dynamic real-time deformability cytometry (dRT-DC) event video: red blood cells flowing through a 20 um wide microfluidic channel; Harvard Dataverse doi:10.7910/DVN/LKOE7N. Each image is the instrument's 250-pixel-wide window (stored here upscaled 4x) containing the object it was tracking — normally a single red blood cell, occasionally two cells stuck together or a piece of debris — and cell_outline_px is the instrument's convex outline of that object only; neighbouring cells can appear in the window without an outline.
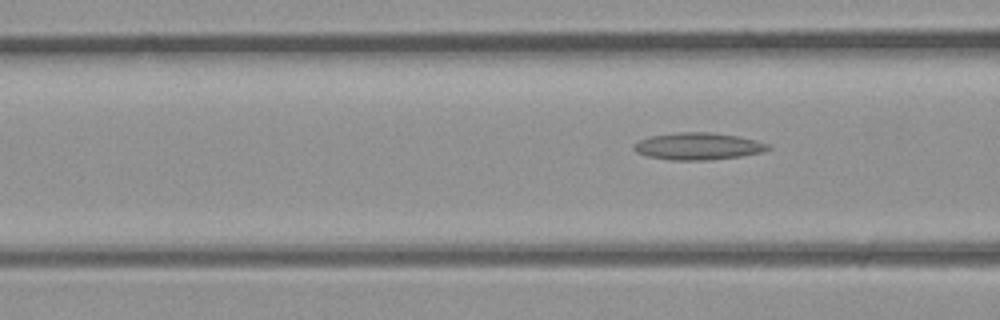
{"species": "common noctule bat (a hibernating species)", "species_latin": "Nyctalus noctula", "temperature_condition": "room temperature", "stored_images_in_passage": 4, "camera_frame_rate_fps": 3000, "um_per_image_px": 0.085, "animal": {"sex": "male", "body_mass_g": 23.1, "forearm_length_mm": 52.7}, "frame": {"image": 1, "passage_image": 4, "time_ms": 1.0, "image_size_px": [1000, 320], "cell_outline_px": [[772, 148], [764, 152], [740, 156], [708, 160], [672, 160], [648, 156], [636, 152], [632, 148], [632, 144], [640, 140], [652, 136], [676, 132], [712, 132], [736, 136], [756, 140], [768, 144]], "centroid_in_image_um": [59.34, 12.43], "position_along_channel_um": 107.3, "area_um2": 21.15}}